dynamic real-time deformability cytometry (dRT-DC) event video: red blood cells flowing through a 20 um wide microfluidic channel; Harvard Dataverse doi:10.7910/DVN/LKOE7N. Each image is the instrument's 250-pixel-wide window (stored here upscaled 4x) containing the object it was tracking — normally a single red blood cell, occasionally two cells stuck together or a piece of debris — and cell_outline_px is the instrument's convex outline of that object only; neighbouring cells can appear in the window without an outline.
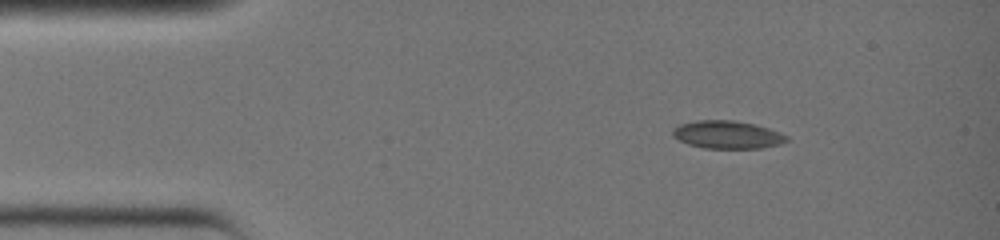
{"species": "common noctule bat (a hibernating species)", "species_latin": "Nyctalus noctula", "temperature_condition": "warm", "stored_images_in_passage": 5, "camera_frame_rate_fps": 3000, "um_per_image_px": 0.085, "animal": {"sex": "female", "body_mass_g": 19.0, "forearm_length_mm": 51.5}, "frame": {"image": 1, "passage_image": 1, "time_ms": 0.0, "image_size_px": [1000, 240], "cell_outline_px": [[788, 140], [780, 144], [764, 148], [704, 148], [688, 144], [672, 136], [672, 132], [680, 124], [700, 120], [732, 120], [752, 124], [788, 136]], "centroid_in_image_um": [61.8, 11.46], "position_along_channel_um": 23.2, "area_um2": 18.09}}